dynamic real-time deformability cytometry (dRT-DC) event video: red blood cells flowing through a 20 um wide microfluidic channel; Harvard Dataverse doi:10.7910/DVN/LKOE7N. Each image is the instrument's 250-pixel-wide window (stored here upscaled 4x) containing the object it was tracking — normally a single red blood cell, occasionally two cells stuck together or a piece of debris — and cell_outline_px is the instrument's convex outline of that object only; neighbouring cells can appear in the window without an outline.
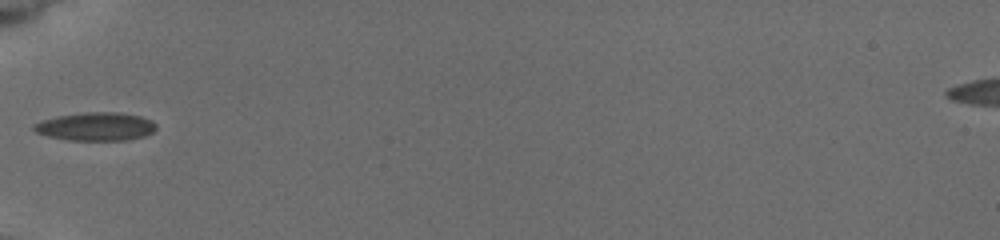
{"species": "common noctule bat (a hibernating species)", "species_latin": "Nyctalus noctula", "temperature_condition": "cold", "stored_images_in_passage": 3, "camera_frame_rate_fps": 3000, "um_per_image_px": 0.085, "animal": {"sex": "female", "body_mass_g": 19.5, "forearm_length_mm": 54.1}, "frame": {"image": 1, "passage_image": 1, "time_ms": 0.0, "image_size_px": [1000, 240], "cell_outline_px": [[156, 128], [152, 132], [144, 136], [128, 140], [68, 140], [48, 136], [36, 132], [32, 128], [32, 124], [56, 116], [84, 112], [116, 112], [140, 116], [152, 120], [156, 124]], "centroid_in_image_um": [8.14, 10.75], "position_along_channel_um": 76.9, "area_um2": 20.17}}
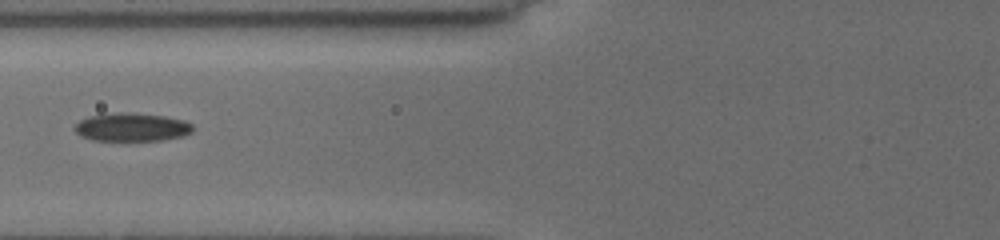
{"frame": {"image": 2, "passage_image": 2, "time_ms": 1.0, "image_size_px": [1000, 240], "cell_outline_px": [[192, 132], [184, 136], [160, 140], [92, 140], [80, 136], [76, 132], [76, 124], [80, 120], [88, 116], [116, 112], [132, 112], [164, 116], [184, 120], [192, 124]], "centroid_in_image_um": [11.2, 10.8], "position_along_channel_um": 114.6, "area_um2": 19.48}}